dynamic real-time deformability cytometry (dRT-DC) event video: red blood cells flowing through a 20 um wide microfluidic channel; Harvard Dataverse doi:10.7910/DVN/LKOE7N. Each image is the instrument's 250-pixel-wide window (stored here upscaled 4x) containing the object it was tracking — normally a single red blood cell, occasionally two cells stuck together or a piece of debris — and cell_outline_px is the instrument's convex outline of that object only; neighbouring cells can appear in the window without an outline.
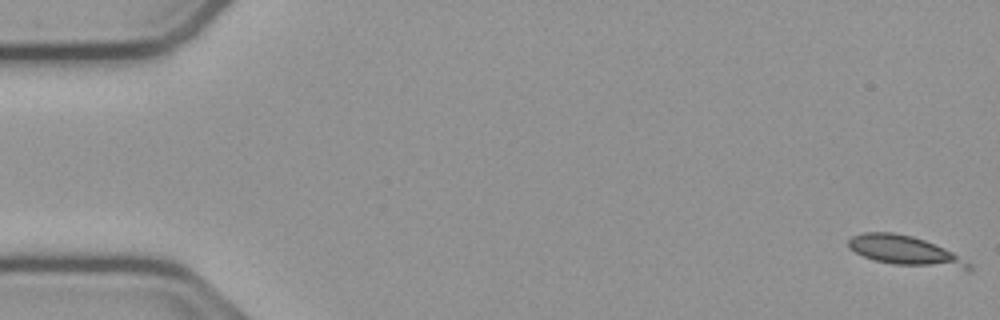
{"species": "common noctule bat (a hibernating species)", "species_latin": "Nyctalus noctula", "temperature_condition": "cold", "stored_images_in_passage": 4, "camera_frame_rate_fps": 3000, "um_per_image_px": 0.085, "animal": {"sex": "male", "body_mass_g": 23.1, "forearm_length_mm": 52.7}, "frame": {"image": 1, "passage_image": 1, "time_ms": 0.0, "image_size_px": [1000, 320], "cell_outline_px": [[972, 272], [968, 272], [892, 264], [876, 260], [864, 256], [848, 248], [848, 240], [852, 236], [864, 232], [892, 232], [912, 236], [924, 240], [944, 248], [952, 252], [972, 264]], "centroid_in_image_um": [77.05, 21.37], "position_along_channel_um": 8.0, "area_um2": 21.27}}